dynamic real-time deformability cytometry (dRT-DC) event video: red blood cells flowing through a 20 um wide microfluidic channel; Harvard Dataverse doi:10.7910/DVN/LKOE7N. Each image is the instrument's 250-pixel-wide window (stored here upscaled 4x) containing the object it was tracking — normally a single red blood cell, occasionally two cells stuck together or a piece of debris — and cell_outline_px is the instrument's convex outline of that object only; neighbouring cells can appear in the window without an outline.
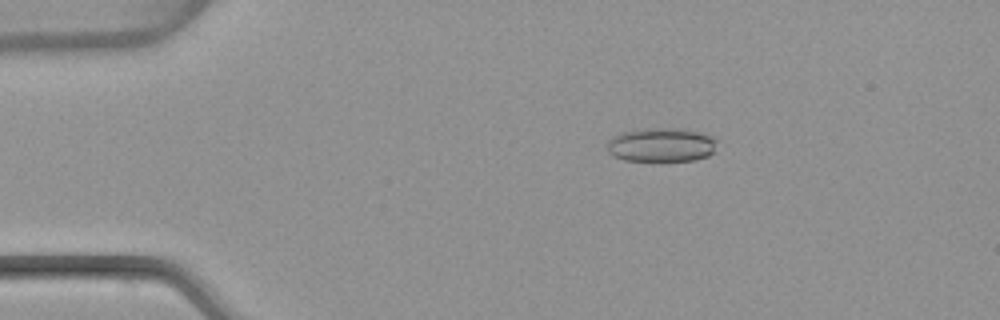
{"species": "common noctule bat (a hibernating species)", "species_latin": "Nyctalus noctula", "temperature_condition": "warm", "stored_images_in_passage": 51, "camera_frame_rate_fps": 3000, "um_per_image_px": 0.085, "animal": {"sex": "female", "body_mass_g": 22.7, "forearm_length_mm": 54.2}, "frame": {"image": 1, "passage_image": 9, "time_ms": 2.667, "image_size_px": [1000, 320], "cell_outline_px": [[720, 140], [712, 152], [708, 156], [696, 160], [660, 164], [624, 160], [612, 156], [608, 152], [608, 140], [612, 136], [624, 132], [644, 128], [672, 128], [696, 132], [716, 136]], "centroid_in_image_um": [56.23, 12.37], "position_along_channel_um": 28.8, "area_um2": 22.83}}
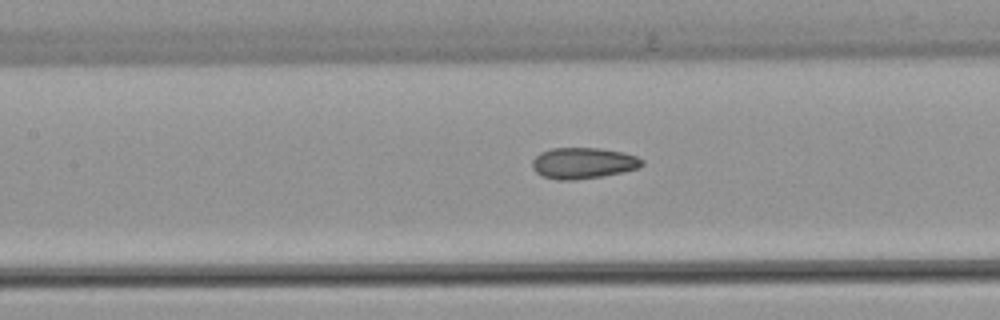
{"frame": {"image": 2, "passage_image": 23, "time_ms": 7.333, "image_size_px": [1000, 320], "cell_outline_px": [[644, 164], [640, 168], [624, 172], [604, 176], [576, 180], [556, 180], [544, 176], [536, 172], [532, 168], [532, 160], [540, 152], [552, 148], [600, 148], [624, 152], [636, 156], [644, 160]], "centroid_in_image_um": [49.6, 13.87], "position_along_channel_um": 157.8, "area_um2": 20.17}}
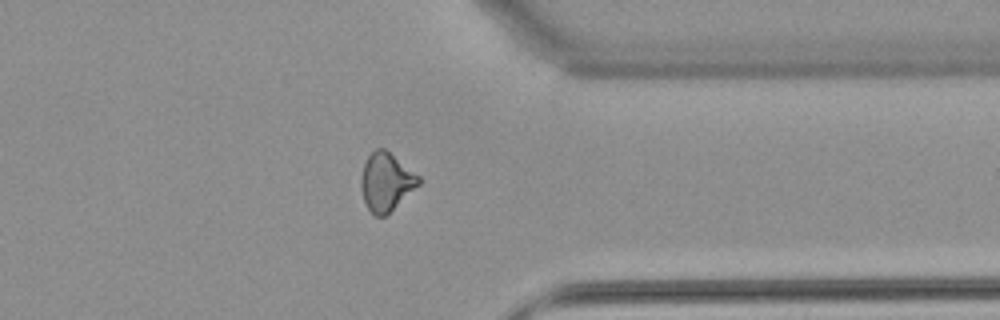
{"frame": {"image": 3, "passage_image": 40, "time_ms": 13.0, "image_size_px": [1000, 320], "cell_outline_px": [[420, 184], [384, 216], [376, 216], [368, 208], [364, 200], [360, 188], [360, 180], [364, 164], [368, 156], [376, 148], [384, 148], [420, 176]], "centroid_in_image_um": [32.81, 15.44], "position_along_channel_um": 378.6, "area_um2": 19.19}, "authors_computed_cell_mechanics": {"area_um2": 19.9988, "velocity_mm_per_s": 4.0187, "shape_relaxation_time_tau1_ms": null, "shape_relaxation_time_tau2_ms": 2.1387, "deformation_change_tau1": null, "deformation_change_tau2": 0.0913}}